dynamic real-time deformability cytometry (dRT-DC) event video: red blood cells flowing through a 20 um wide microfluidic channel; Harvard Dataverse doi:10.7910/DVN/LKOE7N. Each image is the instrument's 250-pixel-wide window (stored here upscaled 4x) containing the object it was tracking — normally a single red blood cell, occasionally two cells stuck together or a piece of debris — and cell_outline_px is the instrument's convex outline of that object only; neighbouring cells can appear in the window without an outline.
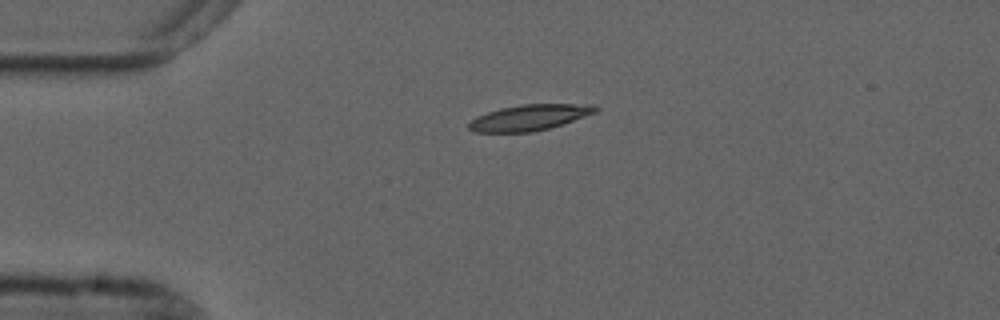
{"species": "common noctule bat (a hibernating species)", "species_latin": "Nyctalus noctula", "temperature_condition": "cold", "stored_images_in_passage": 43, "camera_frame_rate_fps": 3000, "um_per_image_px": 0.085, "animal": {"sex": "male", "forearm_length_mm": 52.5}, "frame": {"image": 1, "passage_image": 1, "time_ms": 0.0, "image_size_px": [1000, 320], "cell_outline_px": [[600, 108], [596, 112], [548, 128], [532, 132], [476, 132], [468, 128], [468, 124], [476, 116], [500, 108], [524, 104], [596, 104]], "centroid_in_image_um": [45.0, 9.98], "position_along_channel_um": 40.0, "area_um2": 18.84}}
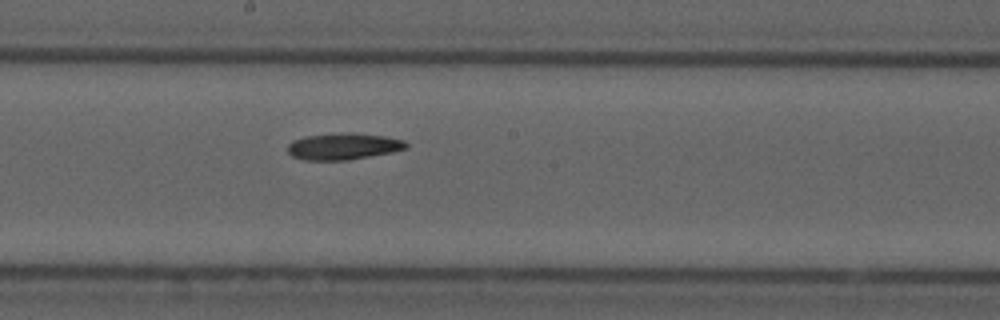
{"frame": {"image": 2, "passage_image": 18, "time_ms": 5.667, "image_size_px": [1000, 320], "cell_outline_px": [[408, 148], [392, 152], [348, 160], [304, 160], [292, 156], [288, 152], [288, 144], [292, 140], [304, 136], [348, 132], [352, 132], [384, 136], [404, 140], [408, 144]], "centroid_in_image_um": [29.18, 12.43], "position_along_channel_um": 219.0, "area_um2": 18.44}}
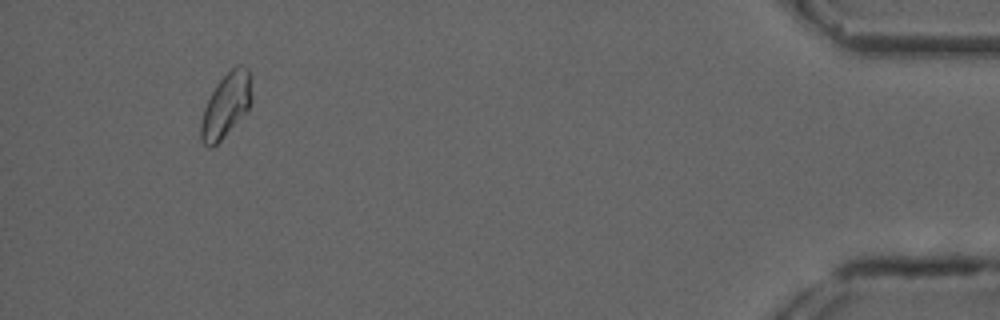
{"frame": {"image": 3, "passage_image": 40, "time_ms": 13.0, "image_size_px": [1000, 320], "cell_outline_px": [[252, 100], [248, 108], [220, 140], [212, 148], [208, 148], [200, 140], [200, 120], [204, 108], [216, 84], [236, 64], [240, 64], [248, 68], [252, 76]], "centroid_in_image_um": [19.21, 8.91], "position_along_channel_um": 416.0, "area_um2": 18.96}}